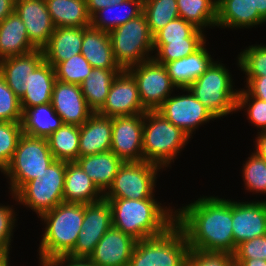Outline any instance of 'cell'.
<instances>
[{
    "mask_svg": "<svg viewBox=\"0 0 266 266\" xmlns=\"http://www.w3.org/2000/svg\"><path fill=\"white\" fill-rule=\"evenodd\" d=\"M175 212V223L186 235L190 249L235 253L231 200L200 196Z\"/></svg>",
    "mask_w": 266,
    "mask_h": 266,
    "instance_id": "cell-1",
    "label": "cell"
},
{
    "mask_svg": "<svg viewBox=\"0 0 266 266\" xmlns=\"http://www.w3.org/2000/svg\"><path fill=\"white\" fill-rule=\"evenodd\" d=\"M104 199L110 204L113 227L136 241L159 236L175 224L176 212L170 207L164 208L155 198Z\"/></svg>",
    "mask_w": 266,
    "mask_h": 266,
    "instance_id": "cell-2",
    "label": "cell"
},
{
    "mask_svg": "<svg viewBox=\"0 0 266 266\" xmlns=\"http://www.w3.org/2000/svg\"><path fill=\"white\" fill-rule=\"evenodd\" d=\"M46 224L39 246V260L67 256L75 246L84 220V204L61 203L40 216Z\"/></svg>",
    "mask_w": 266,
    "mask_h": 266,
    "instance_id": "cell-3",
    "label": "cell"
},
{
    "mask_svg": "<svg viewBox=\"0 0 266 266\" xmlns=\"http://www.w3.org/2000/svg\"><path fill=\"white\" fill-rule=\"evenodd\" d=\"M189 139L188 134L169 122L157 110L144 113L143 161L156 164L163 169L168 168Z\"/></svg>",
    "mask_w": 266,
    "mask_h": 266,
    "instance_id": "cell-4",
    "label": "cell"
},
{
    "mask_svg": "<svg viewBox=\"0 0 266 266\" xmlns=\"http://www.w3.org/2000/svg\"><path fill=\"white\" fill-rule=\"evenodd\" d=\"M190 247L175 223L165 233L136 241L129 266H185Z\"/></svg>",
    "mask_w": 266,
    "mask_h": 266,
    "instance_id": "cell-5",
    "label": "cell"
},
{
    "mask_svg": "<svg viewBox=\"0 0 266 266\" xmlns=\"http://www.w3.org/2000/svg\"><path fill=\"white\" fill-rule=\"evenodd\" d=\"M232 81L224 64L214 61L187 89L217 119L237 111L239 90H233Z\"/></svg>",
    "mask_w": 266,
    "mask_h": 266,
    "instance_id": "cell-6",
    "label": "cell"
},
{
    "mask_svg": "<svg viewBox=\"0 0 266 266\" xmlns=\"http://www.w3.org/2000/svg\"><path fill=\"white\" fill-rule=\"evenodd\" d=\"M54 161L47 138L23 134L8 167L3 171L10 179L11 194L14 195L28 181L40 178Z\"/></svg>",
    "mask_w": 266,
    "mask_h": 266,
    "instance_id": "cell-7",
    "label": "cell"
},
{
    "mask_svg": "<svg viewBox=\"0 0 266 266\" xmlns=\"http://www.w3.org/2000/svg\"><path fill=\"white\" fill-rule=\"evenodd\" d=\"M115 61L126 70L131 66L152 59L153 35L145 15L129 20L109 32Z\"/></svg>",
    "mask_w": 266,
    "mask_h": 266,
    "instance_id": "cell-8",
    "label": "cell"
},
{
    "mask_svg": "<svg viewBox=\"0 0 266 266\" xmlns=\"http://www.w3.org/2000/svg\"><path fill=\"white\" fill-rule=\"evenodd\" d=\"M66 161L55 160L39 178L25 183L14 195L15 200L35 211L38 217L64 202Z\"/></svg>",
    "mask_w": 266,
    "mask_h": 266,
    "instance_id": "cell-9",
    "label": "cell"
},
{
    "mask_svg": "<svg viewBox=\"0 0 266 266\" xmlns=\"http://www.w3.org/2000/svg\"><path fill=\"white\" fill-rule=\"evenodd\" d=\"M160 166L146 162H124L104 198L144 200L154 198ZM158 171V172H157Z\"/></svg>",
    "mask_w": 266,
    "mask_h": 266,
    "instance_id": "cell-10",
    "label": "cell"
},
{
    "mask_svg": "<svg viewBox=\"0 0 266 266\" xmlns=\"http://www.w3.org/2000/svg\"><path fill=\"white\" fill-rule=\"evenodd\" d=\"M135 78L143 107L157 110L177 87L171 81L163 64L153 58L127 69Z\"/></svg>",
    "mask_w": 266,
    "mask_h": 266,
    "instance_id": "cell-11",
    "label": "cell"
},
{
    "mask_svg": "<svg viewBox=\"0 0 266 266\" xmlns=\"http://www.w3.org/2000/svg\"><path fill=\"white\" fill-rule=\"evenodd\" d=\"M112 226V212L107 200L84 204L82 230L78 234L74 249L67 256L88 259L97 243Z\"/></svg>",
    "mask_w": 266,
    "mask_h": 266,
    "instance_id": "cell-12",
    "label": "cell"
},
{
    "mask_svg": "<svg viewBox=\"0 0 266 266\" xmlns=\"http://www.w3.org/2000/svg\"><path fill=\"white\" fill-rule=\"evenodd\" d=\"M180 90L188 94L169 96L157 111L191 138L199 125L216 118L189 89Z\"/></svg>",
    "mask_w": 266,
    "mask_h": 266,
    "instance_id": "cell-13",
    "label": "cell"
},
{
    "mask_svg": "<svg viewBox=\"0 0 266 266\" xmlns=\"http://www.w3.org/2000/svg\"><path fill=\"white\" fill-rule=\"evenodd\" d=\"M144 113L112 117L111 151L123 162L143 161Z\"/></svg>",
    "mask_w": 266,
    "mask_h": 266,
    "instance_id": "cell-14",
    "label": "cell"
},
{
    "mask_svg": "<svg viewBox=\"0 0 266 266\" xmlns=\"http://www.w3.org/2000/svg\"><path fill=\"white\" fill-rule=\"evenodd\" d=\"M138 86L133 75L126 69L113 80L103 107L97 112L105 117L130 116L143 114Z\"/></svg>",
    "mask_w": 266,
    "mask_h": 266,
    "instance_id": "cell-15",
    "label": "cell"
},
{
    "mask_svg": "<svg viewBox=\"0 0 266 266\" xmlns=\"http://www.w3.org/2000/svg\"><path fill=\"white\" fill-rule=\"evenodd\" d=\"M232 232L235 248L266 235V201H232Z\"/></svg>",
    "mask_w": 266,
    "mask_h": 266,
    "instance_id": "cell-16",
    "label": "cell"
},
{
    "mask_svg": "<svg viewBox=\"0 0 266 266\" xmlns=\"http://www.w3.org/2000/svg\"><path fill=\"white\" fill-rule=\"evenodd\" d=\"M51 105L61 117L63 124L81 126L94 113L87 105L81 87L56 80Z\"/></svg>",
    "mask_w": 266,
    "mask_h": 266,
    "instance_id": "cell-17",
    "label": "cell"
},
{
    "mask_svg": "<svg viewBox=\"0 0 266 266\" xmlns=\"http://www.w3.org/2000/svg\"><path fill=\"white\" fill-rule=\"evenodd\" d=\"M136 240L113 226L103 235L88 260L95 266H129Z\"/></svg>",
    "mask_w": 266,
    "mask_h": 266,
    "instance_id": "cell-18",
    "label": "cell"
},
{
    "mask_svg": "<svg viewBox=\"0 0 266 266\" xmlns=\"http://www.w3.org/2000/svg\"><path fill=\"white\" fill-rule=\"evenodd\" d=\"M14 11L25 24L29 41L37 49H42L55 29L46 1L19 0L15 2Z\"/></svg>",
    "mask_w": 266,
    "mask_h": 266,
    "instance_id": "cell-19",
    "label": "cell"
},
{
    "mask_svg": "<svg viewBox=\"0 0 266 266\" xmlns=\"http://www.w3.org/2000/svg\"><path fill=\"white\" fill-rule=\"evenodd\" d=\"M44 60L42 49L0 60V74L8 87L20 99L27 87V76Z\"/></svg>",
    "mask_w": 266,
    "mask_h": 266,
    "instance_id": "cell-20",
    "label": "cell"
},
{
    "mask_svg": "<svg viewBox=\"0 0 266 266\" xmlns=\"http://www.w3.org/2000/svg\"><path fill=\"white\" fill-rule=\"evenodd\" d=\"M205 43L193 54L165 63L164 67L177 89H187L214 62Z\"/></svg>",
    "mask_w": 266,
    "mask_h": 266,
    "instance_id": "cell-21",
    "label": "cell"
},
{
    "mask_svg": "<svg viewBox=\"0 0 266 266\" xmlns=\"http://www.w3.org/2000/svg\"><path fill=\"white\" fill-rule=\"evenodd\" d=\"M112 117L93 113L80 126L79 156L111 151Z\"/></svg>",
    "mask_w": 266,
    "mask_h": 266,
    "instance_id": "cell-22",
    "label": "cell"
},
{
    "mask_svg": "<svg viewBox=\"0 0 266 266\" xmlns=\"http://www.w3.org/2000/svg\"><path fill=\"white\" fill-rule=\"evenodd\" d=\"M83 28L56 27L42 48L44 60L55 67L74 55L81 54Z\"/></svg>",
    "mask_w": 266,
    "mask_h": 266,
    "instance_id": "cell-23",
    "label": "cell"
},
{
    "mask_svg": "<svg viewBox=\"0 0 266 266\" xmlns=\"http://www.w3.org/2000/svg\"><path fill=\"white\" fill-rule=\"evenodd\" d=\"M104 199L90 177L76 161L66 162L63 200L65 203L91 204Z\"/></svg>",
    "mask_w": 266,
    "mask_h": 266,
    "instance_id": "cell-24",
    "label": "cell"
},
{
    "mask_svg": "<svg viewBox=\"0 0 266 266\" xmlns=\"http://www.w3.org/2000/svg\"><path fill=\"white\" fill-rule=\"evenodd\" d=\"M265 22L253 0H217V27L252 28Z\"/></svg>",
    "mask_w": 266,
    "mask_h": 266,
    "instance_id": "cell-25",
    "label": "cell"
},
{
    "mask_svg": "<svg viewBox=\"0 0 266 266\" xmlns=\"http://www.w3.org/2000/svg\"><path fill=\"white\" fill-rule=\"evenodd\" d=\"M81 54L93 68L122 69L115 61L109 33L92 26L83 28Z\"/></svg>",
    "mask_w": 266,
    "mask_h": 266,
    "instance_id": "cell-26",
    "label": "cell"
},
{
    "mask_svg": "<svg viewBox=\"0 0 266 266\" xmlns=\"http://www.w3.org/2000/svg\"><path fill=\"white\" fill-rule=\"evenodd\" d=\"M76 162L103 194L111 186L119 168L124 163L112 151L79 156Z\"/></svg>",
    "mask_w": 266,
    "mask_h": 266,
    "instance_id": "cell-27",
    "label": "cell"
},
{
    "mask_svg": "<svg viewBox=\"0 0 266 266\" xmlns=\"http://www.w3.org/2000/svg\"><path fill=\"white\" fill-rule=\"evenodd\" d=\"M54 67L43 60L27 76L26 91L20 98L22 108L51 103V96L56 82Z\"/></svg>",
    "mask_w": 266,
    "mask_h": 266,
    "instance_id": "cell-28",
    "label": "cell"
},
{
    "mask_svg": "<svg viewBox=\"0 0 266 266\" xmlns=\"http://www.w3.org/2000/svg\"><path fill=\"white\" fill-rule=\"evenodd\" d=\"M37 49L28 39L25 24L13 11L0 22V60Z\"/></svg>",
    "mask_w": 266,
    "mask_h": 266,
    "instance_id": "cell-29",
    "label": "cell"
},
{
    "mask_svg": "<svg viewBox=\"0 0 266 266\" xmlns=\"http://www.w3.org/2000/svg\"><path fill=\"white\" fill-rule=\"evenodd\" d=\"M22 110V131L30 137L47 138L63 125L51 103Z\"/></svg>",
    "mask_w": 266,
    "mask_h": 266,
    "instance_id": "cell-30",
    "label": "cell"
},
{
    "mask_svg": "<svg viewBox=\"0 0 266 266\" xmlns=\"http://www.w3.org/2000/svg\"><path fill=\"white\" fill-rule=\"evenodd\" d=\"M54 27L91 26L86 0H45Z\"/></svg>",
    "mask_w": 266,
    "mask_h": 266,
    "instance_id": "cell-31",
    "label": "cell"
},
{
    "mask_svg": "<svg viewBox=\"0 0 266 266\" xmlns=\"http://www.w3.org/2000/svg\"><path fill=\"white\" fill-rule=\"evenodd\" d=\"M127 7L130 8V11L124 9ZM114 11L117 12L115 13ZM108 13H111V16L108 15ZM142 13L143 0H125L119 4L110 5L104 9L96 11L91 16V26L95 29L109 33L129 20L137 18Z\"/></svg>",
    "mask_w": 266,
    "mask_h": 266,
    "instance_id": "cell-32",
    "label": "cell"
},
{
    "mask_svg": "<svg viewBox=\"0 0 266 266\" xmlns=\"http://www.w3.org/2000/svg\"><path fill=\"white\" fill-rule=\"evenodd\" d=\"M122 70L93 68L88 78L81 83L82 94L94 113L103 107L113 80Z\"/></svg>",
    "mask_w": 266,
    "mask_h": 266,
    "instance_id": "cell-33",
    "label": "cell"
},
{
    "mask_svg": "<svg viewBox=\"0 0 266 266\" xmlns=\"http://www.w3.org/2000/svg\"><path fill=\"white\" fill-rule=\"evenodd\" d=\"M80 126L63 124L47 141L55 160L73 162L79 158Z\"/></svg>",
    "mask_w": 266,
    "mask_h": 266,
    "instance_id": "cell-34",
    "label": "cell"
},
{
    "mask_svg": "<svg viewBox=\"0 0 266 266\" xmlns=\"http://www.w3.org/2000/svg\"><path fill=\"white\" fill-rule=\"evenodd\" d=\"M179 17L203 30L216 26L217 0H177Z\"/></svg>",
    "mask_w": 266,
    "mask_h": 266,
    "instance_id": "cell-35",
    "label": "cell"
},
{
    "mask_svg": "<svg viewBox=\"0 0 266 266\" xmlns=\"http://www.w3.org/2000/svg\"><path fill=\"white\" fill-rule=\"evenodd\" d=\"M204 30L196 29L184 41L170 42V43H153L154 51L157 53L153 59L160 63L165 64L173 60H178L188 55L193 54L204 43H206Z\"/></svg>",
    "mask_w": 266,
    "mask_h": 266,
    "instance_id": "cell-36",
    "label": "cell"
},
{
    "mask_svg": "<svg viewBox=\"0 0 266 266\" xmlns=\"http://www.w3.org/2000/svg\"><path fill=\"white\" fill-rule=\"evenodd\" d=\"M177 0H143L145 15L151 34L154 36L170 21L179 17Z\"/></svg>",
    "mask_w": 266,
    "mask_h": 266,
    "instance_id": "cell-37",
    "label": "cell"
},
{
    "mask_svg": "<svg viewBox=\"0 0 266 266\" xmlns=\"http://www.w3.org/2000/svg\"><path fill=\"white\" fill-rule=\"evenodd\" d=\"M92 70L93 67L82 54L74 55L54 67L57 80L79 86L88 78Z\"/></svg>",
    "mask_w": 266,
    "mask_h": 266,
    "instance_id": "cell-38",
    "label": "cell"
},
{
    "mask_svg": "<svg viewBox=\"0 0 266 266\" xmlns=\"http://www.w3.org/2000/svg\"><path fill=\"white\" fill-rule=\"evenodd\" d=\"M22 135L21 122L0 121V170L2 173L8 167Z\"/></svg>",
    "mask_w": 266,
    "mask_h": 266,
    "instance_id": "cell-39",
    "label": "cell"
},
{
    "mask_svg": "<svg viewBox=\"0 0 266 266\" xmlns=\"http://www.w3.org/2000/svg\"><path fill=\"white\" fill-rule=\"evenodd\" d=\"M243 164V181L247 191L266 194V160L253 152Z\"/></svg>",
    "mask_w": 266,
    "mask_h": 266,
    "instance_id": "cell-40",
    "label": "cell"
},
{
    "mask_svg": "<svg viewBox=\"0 0 266 266\" xmlns=\"http://www.w3.org/2000/svg\"><path fill=\"white\" fill-rule=\"evenodd\" d=\"M238 66L246 77L266 76V45H251L238 55Z\"/></svg>",
    "mask_w": 266,
    "mask_h": 266,
    "instance_id": "cell-41",
    "label": "cell"
},
{
    "mask_svg": "<svg viewBox=\"0 0 266 266\" xmlns=\"http://www.w3.org/2000/svg\"><path fill=\"white\" fill-rule=\"evenodd\" d=\"M253 99V100H252ZM247 107V108H245ZM245 108L248 119L256 128L266 130V101L253 97L246 89L239 90L237 98V111Z\"/></svg>",
    "mask_w": 266,
    "mask_h": 266,
    "instance_id": "cell-42",
    "label": "cell"
},
{
    "mask_svg": "<svg viewBox=\"0 0 266 266\" xmlns=\"http://www.w3.org/2000/svg\"><path fill=\"white\" fill-rule=\"evenodd\" d=\"M22 114L20 99L8 87L0 74V121L21 122Z\"/></svg>",
    "mask_w": 266,
    "mask_h": 266,
    "instance_id": "cell-43",
    "label": "cell"
},
{
    "mask_svg": "<svg viewBox=\"0 0 266 266\" xmlns=\"http://www.w3.org/2000/svg\"><path fill=\"white\" fill-rule=\"evenodd\" d=\"M197 28L190 22L178 17L170 21L153 36V43H170L184 41Z\"/></svg>",
    "mask_w": 266,
    "mask_h": 266,
    "instance_id": "cell-44",
    "label": "cell"
},
{
    "mask_svg": "<svg viewBox=\"0 0 266 266\" xmlns=\"http://www.w3.org/2000/svg\"><path fill=\"white\" fill-rule=\"evenodd\" d=\"M233 254L226 252H207L190 249L185 266H231Z\"/></svg>",
    "mask_w": 266,
    "mask_h": 266,
    "instance_id": "cell-45",
    "label": "cell"
},
{
    "mask_svg": "<svg viewBox=\"0 0 266 266\" xmlns=\"http://www.w3.org/2000/svg\"><path fill=\"white\" fill-rule=\"evenodd\" d=\"M15 211L11 206L0 204V255L8 256L15 224Z\"/></svg>",
    "mask_w": 266,
    "mask_h": 266,
    "instance_id": "cell-46",
    "label": "cell"
},
{
    "mask_svg": "<svg viewBox=\"0 0 266 266\" xmlns=\"http://www.w3.org/2000/svg\"><path fill=\"white\" fill-rule=\"evenodd\" d=\"M234 259H264L266 261V235L242 242L236 247Z\"/></svg>",
    "mask_w": 266,
    "mask_h": 266,
    "instance_id": "cell-47",
    "label": "cell"
},
{
    "mask_svg": "<svg viewBox=\"0 0 266 266\" xmlns=\"http://www.w3.org/2000/svg\"><path fill=\"white\" fill-rule=\"evenodd\" d=\"M246 90L260 100L266 101V76L246 77Z\"/></svg>",
    "mask_w": 266,
    "mask_h": 266,
    "instance_id": "cell-48",
    "label": "cell"
},
{
    "mask_svg": "<svg viewBox=\"0 0 266 266\" xmlns=\"http://www.w3.org/2000/svg\"><path fill=\"white\" fill-rule=\"evenodd\" d=\"M42 266H95V265L85 258H71L68 256H58L47 260L42 264Z\"/></svg>",
    "mask_w": 266,
    "mask_h": 266,
    "instance_id": "cell-49",
    "label": "cell"
},
{
    "mask_svg": "<svg viewBox=\"0 0 266 266\" xmlns=\"http://www.w3.org/2000/svg\"><path fill=\"white\" fill-rule=\"evenodd\" d=\"M125 0H86L87 10L90 16H92L99 9H104L107 6L119 4Z\"/></svg>",
    "mask_w": 266,
    "mask_h": 266,
    "instance_id": "cell-50",
    "label": "cell"
},
{
    "mask_svg": "<svg viewBox=\"0 0 266 266\" xmlns=\"http://www.w3.org/2000/svg\"><path fill=\"white\" fill-rule=\"evenodd\" d=\"M256 136L258 137H256V150L254 152L263 160H266V132L259 131Z\"/></svg>",
    "mask_w": 266,
    "mask_h": 266,
    "instance_id": "cell-51",
    "label": "cell"
},
{
    "mask_svg": "<svg viewBox=\"0 0 266 266\" xmlns=\"http://www.w3.org/2000/svg\"><path fill=\"white\" fill-rule=\"evenodd\" d=\"M15 8L12 0H0V22L8 17Z\"/></svg>",
    "mask_w": 266,
    "mask_h": 266,
    "instance_id": "cell-52",
    "label": "cell"
},
{
    "mask_svg": "<svg viewBox=\"0 0 266 266\" xmlns=\"http://www.w3.org/2000/svg\"><path fill=\"white\" fill-rule=\"evenodd\" d=\"M234 263L238 266H266L264 259H234Z\"/></svg>",
    "mask_w": 266,
    "mask_h": 266,
    "instance_id": "cell-53",
    "label": "cell"
},
{
    "mask_svg": "<svg viewBox=\"0 0 266 266\" xmlns=\"http://www.w3.org/2000/svg\"><path fill=\"white\" fill-rule=\"evenodd\" d=\"M254 10H258L259 15L266 21V0H253Z\"/></svg>",
    "mask_w": 266,
    "mask_h": 266,
    "instance_id": "cell-54",
    "label": "cell"
},
{
    "mask_svg": "<svg viewBox=\"0 0 266 266\" xmlns=\"http://www.w3.org/2000/svg\"><path fill=\"white\" fill-rule=\"evenodd\" d=\"M9 256L0 255V266H9Z\"/></svg>",
    "mask_w": 266,
    "mask_h": 266,
    "instance_id": "cell-55",
    "label": "cell"
}]
</instances>
